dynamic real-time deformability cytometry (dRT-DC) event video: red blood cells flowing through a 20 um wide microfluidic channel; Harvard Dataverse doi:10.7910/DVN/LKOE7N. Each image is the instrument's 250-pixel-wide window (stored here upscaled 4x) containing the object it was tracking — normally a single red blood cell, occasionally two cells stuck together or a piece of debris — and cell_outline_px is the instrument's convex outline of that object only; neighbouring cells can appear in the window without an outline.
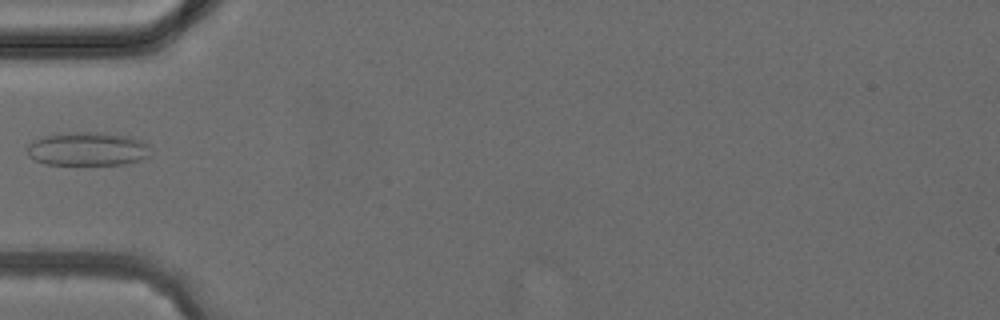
{"species": "common noctule bat (a hibernating species)", "species_latin": "Nyctalus noctula", "temperature_condition": "cold", "stored_images_in_passage": 3, "camera_frame_rate_fps": 3000, "um_per_image_px": 0.085, "animal": {"sex": "female", "body_mass_g": 24.6, "forearm_length_mm": 56.2}, "frame": {"image": 1, "passage_image": 3, "time_ms": 2.333, "image_size_px": [1000, 320], "cell_outline_px": [[148, 156], [140, 160], [124, 164], [44, 164], [28, 156], [28, 144], [32, 140], [44, 136], [68, 132], [100, 132], [132, 136], [144, 140], [148, 144]], "centroid_in_image_um": [7.45, 12.64], "position_along_channel_um": 77.5, "area_um2": 24.28}}